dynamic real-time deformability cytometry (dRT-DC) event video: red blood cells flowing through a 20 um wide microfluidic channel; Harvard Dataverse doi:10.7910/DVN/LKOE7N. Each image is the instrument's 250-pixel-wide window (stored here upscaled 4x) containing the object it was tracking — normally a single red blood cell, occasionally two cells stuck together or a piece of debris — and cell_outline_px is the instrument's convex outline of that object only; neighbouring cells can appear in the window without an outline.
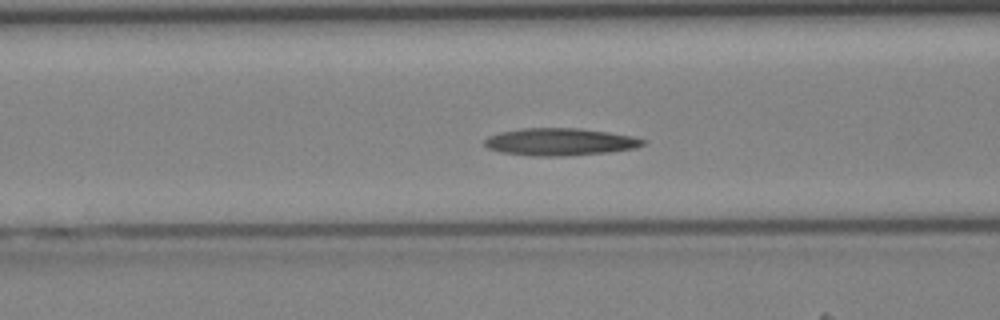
{"species": "Egyptian fruit bat (a non-hibernating species)", "species_latin": "Rousettus aegyptiacus", "temperature_condition": "cold", "stored_images_in_passage": 42, "segment_of_instrument_passage": [1, 2], "camera_frame_rate_fps": 3000, "um_per_image_px": 0.085, "animal": {"sex": "female"}, "frame": {"image": 1, "passage_image": 16, "time_ms": 5.0, "image_size_px": [1000, 320], "cell_outline_px": [[648, 140], [644, 144], [636, 148], [608, 152], [560, 156], [532, 156], [500, 152], [488, 148], [484, 144], [484, 140], [488, 136], [500, 132], [524, 128], [580, 128], [608, 132], [632, 136]], "centroid_in_image_um": [47.6, 12.05], "position_along_channel_um": 119.0, "area_um2": 25.26}}
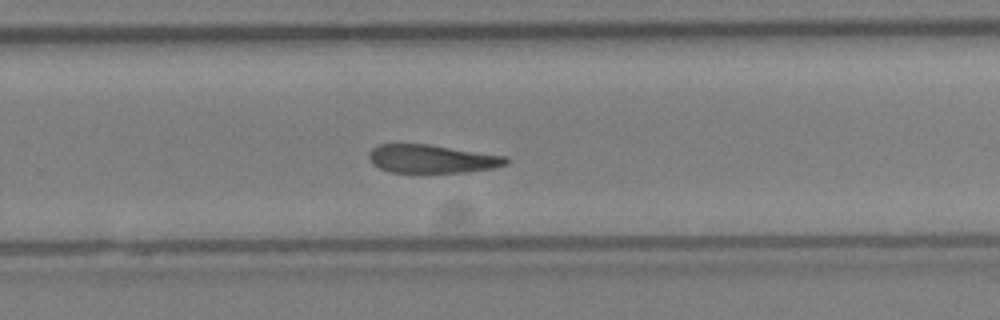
{"frame": {"image": 2, "passage_image": 27, "time_ms": 8.667, "image_size_px": [1000, 320], "cell_outline_px": [[508, 164], [492, 168], [468, 172], [392, 172], [380, 168], [372, 164], [368, 156], [372, 148], [380, 144], [428, 144], [508, 156]], "centroid_in_image_um": [36.73, 13.5], "position_along_channel_um": 293.1, "area_um2": 22.6}}
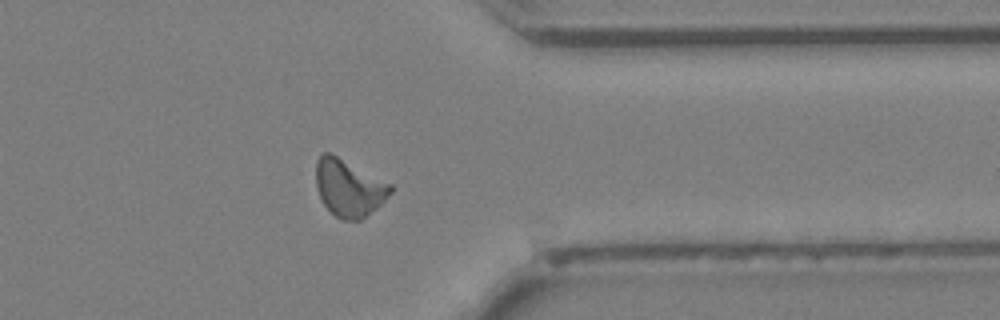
{"frame": {"image": 3, "passage_image": 33, "time_ms": 10.667, "image_size_px": [1000, 320], "cell_outline_px": [[392, 192], [376, 208], [360, 220], [344, 220], [336, 216], [324, 204], [320, 196], [316, 184], [316, 160], [324, 152], [328, 152], [392, 184]], "centroid_in_image_um": [29.65, 15.97], "position_along_channel_um": 381.7, "area_um2": 24.28}}